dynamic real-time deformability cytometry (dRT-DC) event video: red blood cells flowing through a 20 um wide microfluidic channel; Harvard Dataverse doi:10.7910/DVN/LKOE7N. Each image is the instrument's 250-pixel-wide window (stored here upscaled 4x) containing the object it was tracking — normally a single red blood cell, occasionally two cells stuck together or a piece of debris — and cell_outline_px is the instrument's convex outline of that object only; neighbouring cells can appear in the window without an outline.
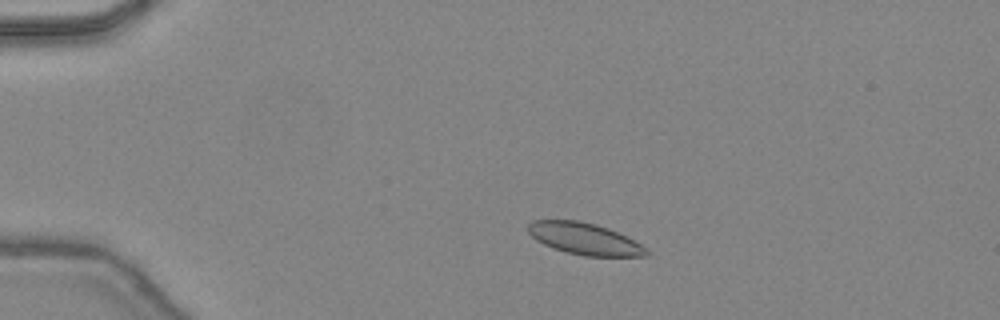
{"species": "common noctule bat (a hibernating species)", "species_latin": "Nyctalus noctula", "temperature_condition": "warm", "stored_images_in_passage": 44, "camera_frame_rate_fps": 3000, "um_per_image_px": 0.085, "animal": {"sex": "female", "body_mass_g": 24.6, "forearm_length_mm": 56.2}, "frame": {"image": 1, "passage_image": 8, "time_ms": 2.333, "image_size_px": [1000, 320], "cell_outline_px": [[648, 256], [584, 256], [552, 248], [536, 240], [528, 232], [528, 224], [532, 220], [576, 220], [596, 224], [608, 228], [648, 248]], "centroid_in_image_um": [49.66, 20.29], "position_along_channel_um": 35.3, "area_um2": 21.68}}
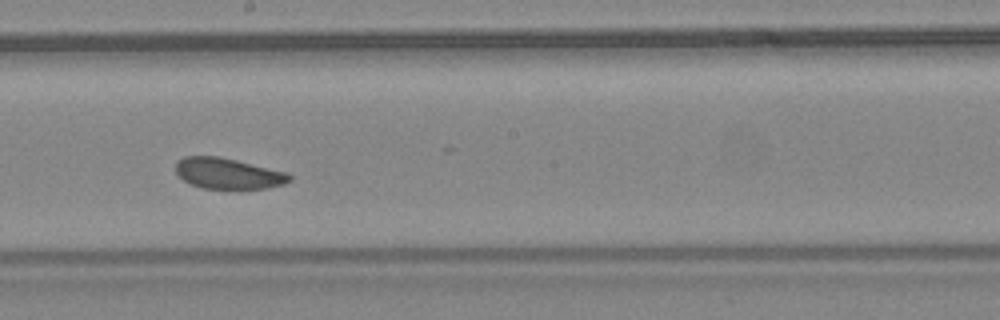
{"frame": {"image": 2, "passage_image": 25, "time_ms": 8.0, "image_size_px": [1000, 320], "cell_outline_px": [[292, 180], [284, 184], [268, 188], [200, 188], [184, 180], [176, 172], [176, 164], [184, 156], [220, 156], [288, 172], [292, 176]], "centroid_in_image_um": [19.43, 14.74], "position_along_channel_um": 228.8, "area_um2": 20.4}}
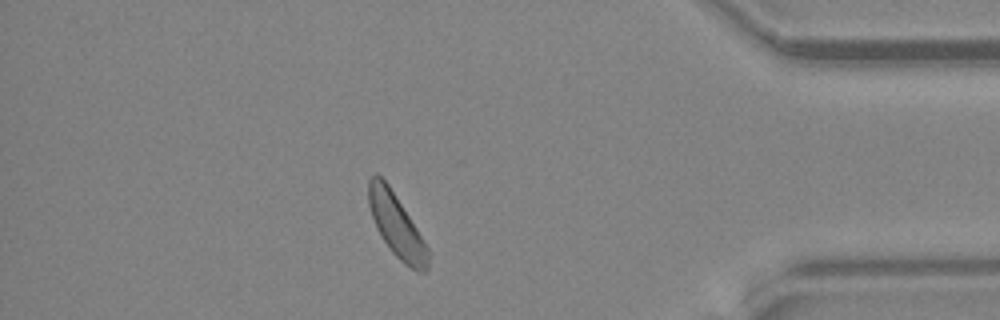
{"frame": {"image": 3, "passage_image": 39, "time_ms": 12.667, "image_size_px": [1000, 320], "cell_outline_px": [[428, 268], [424, 272], [416, 272], [404, 264], [392, 252], [384, 240], [372, 216], [368, 204], [368, 180], [376, 172], [388, 184], [416, 228], [428, 248]], "centroid_in_image_um": [33.7, 19.18], "position_along_channel_um": 401.5, "area_um2": 21.27}, "authors_computed_cell_mechanics": {"area_um2": 21.675, "velocity_mm_per_s": 4.4209, "shape_relaxation_time_tau1_ms": 4.0361, "shape_relaxation_time_tau2_ms": null, "deformation_change_tau1": 0.0788, "deformation_change_tau2": null}}